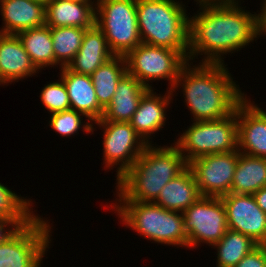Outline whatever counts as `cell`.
<instances>
[{"label": "cell", "instance_id": "cell-1", "mask_svg": "<svg viewBox=\"0 0 266 267\" xmlns=\"http://www.w3.org/2000/svg\"><path fill=\"white\" fill-rule=\"evenodd\" d=\"M243 3L201 5L189 14V62L226 64L227 55L253 46L259 39V10H247Z\"/></svg>", "mask_w": 266, "mask_h": 267}, {"label": "cell", "instance_id": "cell-2", "mask_svg": "<svg viewBox=\"0 0 266 267\" xmlns=\"http://www.w3.org/2000/svg\"><path fill=\"white\" fill-rule=\"evenodd\" d=\"M227 66L188 61L182 67L171 92L176 97L181 90L183 103L193 117L191 122L223 119L234 113L247 97Z\"/></svg>", "mask_w": 266, "mask_h": 267}, {"label": "cell", "instance_id": "cell-3", "mask_svg": "<svg viewBox=\"0 0 266 267\" xmlns=\"http://www.w3.org/2000/svg\"><path fill=\"white\" fill-rule=\"evenodd\" d=\"M188 167L172 142L148 144L134 164L115 181L113 201L154 202L161 189Z\"/></svg>", "mask_w": 266, "mask_h": 267}, {"label": "cell", "instance_id": "cell-4", "mask_svg": "<svg viewBox=\"0 0 266 267\" xmlns=\"http://www.w3.org/2000/svg\"><path fill=\"white\" fill-rule=\"evenodd\" d=\"M118 221L151 243L188 250L183 213L169 211L153 202L109 201ZM110 206V207H109Z\"/></svg>", "mask_w": 266, "mask_h": 267}, {"label": "cell", "instance_id": "cell-5", "mask_svg": "<svg viewBox=\"0 0 266 267\" xmlns=\"http://www.w3.org/2000/svg\"><path fill=\"white\" fill-rule=\"evenodd\" d=\"M183 0H136L141 42L173 50L189 49V14Z\"/></svg>", "mask_w": 266, "mask_h": 267}, {"label": "cell", "instance_id": "cell-6", "mask_svg": "<svg viewBox=\"0 0 266 267\" xmlns=\"http://www.w3.org/2000/svg\"><path fill=\"white\" fill-rule=\"evenodd\" d=\"M190 124L173 140L187 163L203 155L238 150L237 108L223 119Z\"/></svg>", "mask_w": 266, "mask_h": 267}, {"label": "cell", "instance_id": "cell-7", "mask_svg": "<svg viewBox=\"0 0 266 267\" xmlns=\"http://www.w3.org/2000/svg\"><path fill=\"white\" fill-rule=\"evenodd\" d=\"M53 223L50 224L48 217L37 214L0 243V267H42L54 239Z\"/></svg>", "mask_w": 266, "mask_h": 267}, {"label": "cell", "instance_id": "cell-8", "mask_svg": "<svg viewBox=\"0 0 266 267\" xmlns=\"http://www.w3.org/2000/svg\"><path fill=\"white\" fill-rule=\"evenodd\" d=\"M125 59L127 73L145 87L154 89L153 82L166 80L167 89L171 90L182 67L188 62V50H173L141 43L131 50Z\"/></svg>", "mask_w": 266, "mask_h": 267}, {"label": "cell", "instance_id": "cell-9", "mask_svg": "<svg viewBox=\"0 0 266 267\" xmlns=\"http://www.w3.org/2000/svg\"><path fill=\"white\" fill-rule=\"evenodd\" d=\"M96 26L115 56H126L142 43L136 0H96Z\"/></svg>", "mask_w": 266, "mask_h": 267}, {"label": "cell", "instance_id": "cell-10", "mask_svg": "<svg viewBox=\"0 0 266 267\" xmlns=\"http://www.w3.org/2000/svg\"><path fill=\"white\" fill-rule=\"evenodd\" d=\"M97 126H95V125ZM101 129L104 170H115L118 180L137 160L148 145L129 122L96 121L92 134ZM96 129V130H95Z\"/></svg>", "mask_w": 266, "mask_h": 267}, {"label": "cell", "instance_id": "cell-11", "mask_svg": "<svg viewBox=\"0 0 266 267\" xmlns=\"http://www.w3.org/2000/svg\"><path fill=\"white\" fill-rule=\"evenodd\" d=\"M188 250L199 246L212 247L228 230L225 207L221 197L201 196L183 212Z\"/></svg>", "mask_w": 266, "mask_h": 267}, {"label": "cell", "instance_id": "cell-12", "mask_svg": "<svg viewBox=\"0 0 266 267\" xmlns=\"http://www.w3.org/2000/svg\"><path fill=\"white\" fill-rule=\"evenodd\" d=\"M239 153L236 150L207 154L188 163L201 196L221 197L230 193Z\"/></svg>", "mask_w": 266, "mask_h": 267}, {"label": "cell", "instance_id": "cell-13", "mask_svg": "<svg viewBox=\"0 0 266 267\" xmlns=\"http://www.w3.org/2000/svg\"><path fill=\"white\" fill-rule=\"evenodd\" d=\"M226 211L228 229L251 237L256 243L266 239V214L253 195L226 194L221 196Z\"/></svg>", "mask_w": 266, "mask_h": 267}, {"label": "cell", "instance_id": "cell-14", "mask_svg": "<svg viewBox=\"0 0 266 267\" xmlns=\"http://www.w3.org/2000/svg\"><path fill=\"white\" fill-rule=\"evenodd\" d=\"M155 90L156 88L149 89L142 96L129 122L147 144H155L152 138L164 129L163 127L166 128V123H169L166 122L169 119L166 113L170 111L171 103L174 101L171 90L166 89L163 94H157Z\"/></svg>", "mask_w": 266, "mask_h": 267}, {"label": "cell", "instance_id": "cell-15", "mask_svg": "<svg viewBox=\"0 0 266 267\" xmlns=\"http://www.w3.org/2000/svg\"><path fill=\"white\" fill-rule=\"evenodd\" d=\"M238 151L266 158V115L247 97L237 106Z\"/></svg>", "mask_w": 266, "mask_h": 267}, {"label": "cell", "instance_id": "cell-16", "mask_svg": "<svg viewBox=\"0 0 266 267\" xmlns=\"http://www.w3.org/2000/svg\"><path fill=\"white\" fill-rule=\"evenodd\" d=\"M39 72L18 36L0 33V77L6 86L38 77Z\"/></svg>", "mask_w": 266, "mask_h": 267}, {"label": "cell", "instance_id": "cell-17", "mask_svg": "<svg viewBox=\"0 0 266 267\" xmlns=\"http://www.w3.org/2000/svg\"><path fill=\"white\" fill-rule=\"evenodd\" d=\"M59 77L65 83L71 109L84 114L91 122L100 120L104 108L99 104L91 76L61 67Z\"/></svg>", "mask_w": 266, "mask_h": 267}, {"label": "cell", "instance_id": "cell-18", "mask_svg": "<svg viewBox=\"0 0 266 267\" xmlns=\"http://www.w3.org/2000/svg\"><path fill=\"white\" fill-rule=\"evenodd\" d=\"M0 33L19 32L45 25V5L33 0H0Z\"/></svg>", "mask_w": 266, "mask_h": 267}, {"label": "cell", "instance_id": "cell-19", "mask_svg": "<svg viewBox=\"0 0 266 267\" xmlns=\"http://www.w3.org/2000/svg\"><path fill=\"white\" fill-rule=\"evenodd\" d=\"M45 25L90 29L96 25V1L52 0L45 6Z\"/></svg>", "mask_w": 266, "mask_h": 267}, {"label": "cell", "instance_id": "cell-20", "mask_svg": "<svg viewBox=\"0 0 266 267\" xmlns=\"http://www.w3.org/2000/svg\"><path fill=\"white\" fill-rule=\"evenodd\" d=\"M114 56L103 32L95 25L85 31L79 51L66 67L73 72L91 76Z\"/></svg>", "mask_w": 266, "mask_h": 267}, {"label": "cell", "instance_id": "cell-21", "mask_svg": "<svg viewBox=\"0 0 266 267\" xmlns=\"http://www.w3.org/2000/svg\"><path fill=\"white\" fill-rule=\"evenodd\" d=\"M148 90L135 77L126 73L118 82L116 92L99 121L130 122L142 96Z\"/></svg>", "mask_w": 266, "mask_h": 267}, {"label": "cell", "instance_id": "cell-22", "mask_svg": "<svg viewBox=\"0 0 266 267\" xmlns=\"http://www.w3.org/2000/svg\"><path fill=\"white\" fill-rule=\"evenodd\" d=\"M201 194L192 170L187 167L177 177L170 180L153 202L169 211L183 213Z\"/></svg>", "mask_w": 266, "mask_h": 267}, {"label": "cell", "instance_id": "cell-23", "mask_svg": "<svg viewBox=\"0 0 266 267\" xmlns=\"http://www.w3.org/2000/svg\"><path fill=\"white\" fill-rule=\"evenodd\" d=\"M35 67L46 70L62 66L55 60L51 28L47 25L21 31L17 34ZM59 66V67H58ZM46 68V69H44Z\"/></svg>", "mask_w": 266, "mask_h": 267}, {"label": "cell", "instance_id": "cell-24", "mask_svg": "<svg viewBox=\"0 0 266 267\" xmlns=\"http://www.w3.org/2000/svg\"><path fill=\"white\" fill-rule=\"evenodd\" d=\"M265 186L266 158L240 152L230 193L253 195Z\"/></svg>", "mask_w": 266, "mask_h": 267}, {"label": "cell", "instance_id": "cell-25", "mask_svg": "<svg viewBox=\"0 0 266 267\" xmlns=\"http://www.w3.org/2000/svg\"><path fill=\"white\" fill-rule=\"evenodd\" d=\"M126 73L125 56H114L91 74L97 100L104 109L111 102L118 82Z\"/></svg>", "mask_w": 266, "mask_h": 267}, {"label": "cell", "instance_id": "cell-26", "mask_svg": "<svg viewBox=\"0 0 266 267\" xmlns=\"http://www.w3.org/2000/svg\"><path fill=\"white\" fill-rule=\"evenodd\" d=\"M259 244L251 237L228 229L211 248L216 250V267H234Z\"/></svg>", "mask_w": 266, "mask_h": 267}, {"label": "cell", "instance_id": "cell-27", "mask_svg": "<svg viewBox=\"0 0 266 267\" xmlns=\"http://www.w3.org/2000/svg\"><path fill=\"white\" fill-rule=\"evenodd\" d=\"M15 192L0 182V218L11 221H31L38 214V210L33 209L37 205L35 200Z\"/></svg>", "mask_w": 266, "mask_h": 267}, {"label": "cell", "instance_id": "cell-28", "mask_svg": "<svg viewBox=\"0 0 266 267\" xmlns=\"http://www.w3.org/2000/svg\"><path fill=\"white\" fill-rule=\"evenodd\" d=\"M86 30L69 26L51 28L55 60L62 67L67 66L79 51Z\"/></svg>", "mask_w": 266, "mask_h": 267}, {"label": "cell", "instance_id": "cell-29", "mask_svg": "<svg viewBox=\"0 0 266 267\" xmlns=\"http://www.w3.org/2000/svg\"><path fill=\"white\" fill-rule=\"evenodd\" d=\"M49 119L47 126L53 129V132L55 131V134H59L62 138L75 137V135L79 134V131H83L84 134L92 135L93 122L84 114L71 108L62 112L50 114Z\"/></svg>", "mask_w": 266, "mask_h": 267}, {"label": "cell", "instance_id": "cell-30", "mask_svg": "<svg viewBox=\"0 0 266 267\" xmlns=\"http://www.w3.org/2000/svg\"><path fill=\"white\" fill-rule=\"evenodd\" d=\"M39 92L40 102L49 114L71 108L65 83L59 76L57 80L47 82Z\"/></svg>", "mask_w": 266, "mask_h": 267}, {"label": "cell", "instance_id": "cell-31", "mask_svg": "<svg viewBox=\"0 0 266 267\" xmlns=\"http://www.w3.org/2000/svg\"><path fill=\"white\" fill-rule=\"evenodd\" d=\"M234 267H266V250L258 245Z\"/></svg>", "mask_w": 266, "mask_h": 267}, {"label": "cell", "instance_id": "cell-32", "mask_svg": "<svg viewBox=\"0 0 266 267\" xmlns=\"http://www.w3.org/2000/svg\"><path fill=\"white\" fill-rule=\"evenodd\" d=\"M30 221H11L0 218V243L5 242L20 227L26 225Z\"/></svg>", "mask_w": 266, "mask_h": 267}, {"label": "cell", "instance_id": "cell-33", "mask_svg": "<svg viewBox=\"0 0 266 267\" xmlns=\"http://www.w3.org/2000/svg\"><path fill=\"white\" fill-rule=\"evenodd\" d=\"M260 3V11H258L259 38L263 39L266 37V0H261Z\"/></svg>", "mask_w": 266, "mask_h": 267}, {"label": "cell", "instance_id": "cell-34", "mask_svg": "<svg viewBox=\"0 0 266 267\" xmlns=\"http://www.w3.org/2000/svg\"><path fill=\"white\" fill-rule=\"evenodd\" d=\"M257 205L263 210L266 214V186L259 189L256 193L253 194Z\"/></svg>", "mask_w": 266, "mask_h": 267}, {"label": "cell", "instance_id": "cell-35", "mask_svg": "<svg viewBox=\"0 0 266 267\" xmlns=\"http://www.w3.org/2000/svg\"><path fill=\"white\" fill-rule=\"evenodd\" d=\"M242 1L244 2V0H194L193 2H196L194 3L196 4L195 6H201V5H212V4H234Z\"/></svg>", "mask_w": 266, "mask_h": 267}, {"label": "cell", "instance_id": "cell-36", "mask_svg": "<svg viewBox=\"0 0 266 267\" xmlns=\"http://www.w3.org/2000/svg\"><path fill=\"white\" fill-rule=\"evenodd\" d=\"M33 1L40 2V3H42V4H44V5L46 6V5L49 4L52 0H33Z\"/></svg>", "mask_w": 266, "mask_h": 267}, {"label": "cell", "instance_id": "cell-37", "mask_svg": "<svg viewBox=\"0 0 266 267\" xmlns=\"http://www.w3.org/2000/svg\"><path fill=\"white\" fill-rule=\"evenodd\" d=\"M252 102L266 115V110H264V107H260V104L255 103V101L252 100ZM258 104V105H257Z\"/></svg>", "mask_w": 266, "mask_h": 267}, {"label": "cell", "instance_id": "cell-38", "mask_svg": "<svg viewBox=\"0 0 266 267\" xmlns=\"http://www.w3.org/2000/svg\"><path fill=\"white\" fill-rule=\"evenodd\" d=\"M261 246L266 250V239L261 243Z\"/></svg>", "mask_w": 266, "mask_h": 267}, {"label": "cell", "instance_id": "cell-39", "mask_svg": "<svg viewBox=\"0 0 266 267\" xmlns=\"http://www.w3.org/2000/svg\"><path fill=\"white\" fill-rule=\"evenodd\" d=\"M62 1H96V0H62Z\"/></svg>", "mask_w": 266, "mask_h": 267}, {"label": "cell", "instance_id": "cell-40", "mask_svg": "<svg viewBox=\"0 0 266 267\" xmlns=\"http://www.w3.org/2000/svg\"><path fill=\"white\" fill-rule=\"evenodd\" d=\"M5 83L1 80V77H0V86L2 87V86H4L5 87Z\"/></svg>", "mask_w": 266, "mask_h": 267}]
</instances>
